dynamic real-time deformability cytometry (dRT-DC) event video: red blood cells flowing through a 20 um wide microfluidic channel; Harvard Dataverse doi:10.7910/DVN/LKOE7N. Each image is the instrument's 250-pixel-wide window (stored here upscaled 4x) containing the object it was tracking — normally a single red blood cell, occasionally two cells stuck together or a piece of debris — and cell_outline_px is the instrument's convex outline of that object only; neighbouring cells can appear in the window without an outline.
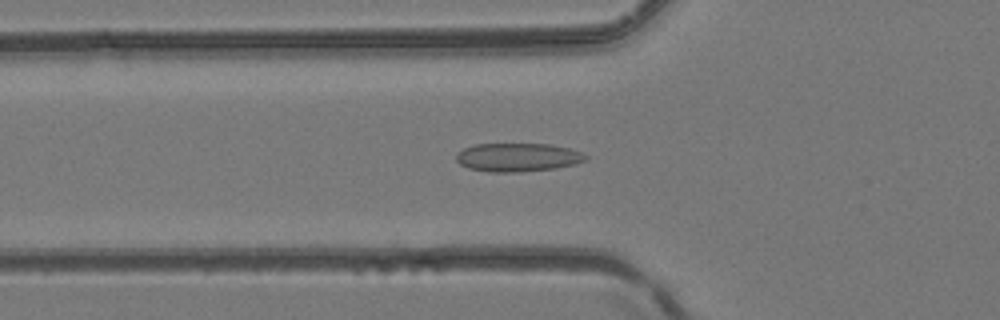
{"species": "common noctule bat (a hibernating species)", "species_latin": "Nyctalus noctula", "temperature_condition": "room temperature", "stored_images_in_passage": 43, "camera_frame_rate_fps": 3000, "um_per_image_px": 0.085, "animal": {"sex": "female", "body_mass_g": 24.6, "forearm_length_mm": 56.2}, "frame": {"image": 1, "passage_image": 16, "time_ms": 5.0, "image_size_px": [1000, 320], "cell_outline_px": [[588, 156], [584, 160], [572, 164], [556, 168], [516, 172], [488, 172], [468, 168], [460, 164], [456, 160], [456, 152], [464, 148], [476, 144], [548, 144], [568, 148], [580, 152]], "centroid_in_image_um": [43.94, 13.37], "position_along_channel_um": 81.9, "area_um2": 21.33}}
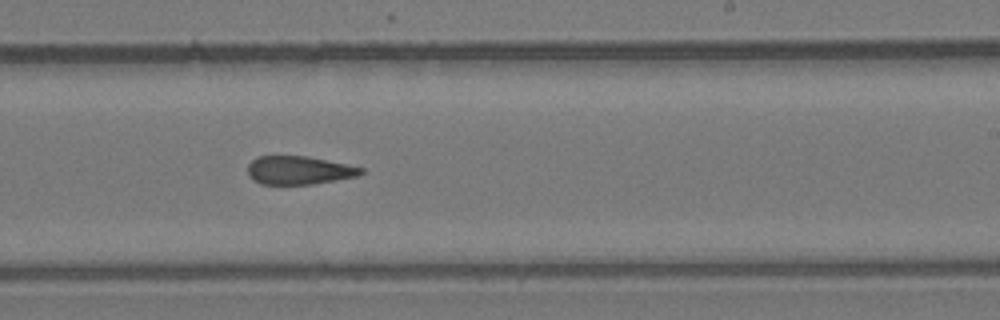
{"frame": {"image": 2, "passage_image": 27, "time_ms": 8.667, "image_size_px": [1000, 320], "cell_outline_px": [[364, 172], [356, 176], [336, 180], [312, 184], [260, 184], [252, 180], [248, 176], [248, 164], [256, 156], [308, 156], [364, 168]], "centroid_in_image_um": [25.37, 14.47], "position_along_channel_um": 263.6, "area_um2": 18.73}}
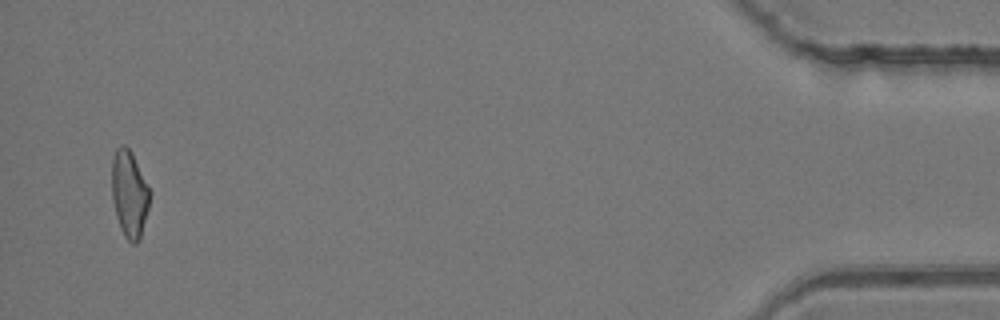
{"frame": {"image": 3, "passage_image": 42, "time_ms": 13.667, "image_size_px": [1000, 320], "cell_outline_px": [[152, 192], [148, 208], [140, 236], [136, 244], [132, 244], [124, 236], [120, 228], [116, 216], [112, 200], [112, 160], [116, 148], [120, 144], [124, 144], [132, 152]], "centroid_in_image_um": [11.0, 16.45], "position_along_channel_um": 424.2, "area_um2": 19.36}}